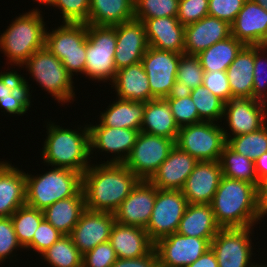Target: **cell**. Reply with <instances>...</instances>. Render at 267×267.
Listing matches in <instances>:
<instances>
[{
	"label": "cell",
	"instance_id": "obj_1",
	"mask_svg": "<svg viewBox=\"0 0 267 267\" xmlns=\"http://www.w3.org/2000/svg\"><path fill=\"white\" fill-rule=\"evenodd\" d=\"M103 162H91L82 174L85 205L92 211L114 212L140 179L123 163Z\"/></svg>",
	"mask_w": 267,
	"mask_h": 267
},
{
	"label": "cell",
	"instance_id": "obj_2",
	"mask_svg": "<svg viewBox=\"0 0 267 267\" xmlns=\"http://www.w3.org/2000/svg\"><path fill=\"white\" fill-rule=\"evenodd\" d=\"M221 229L247 228L262 222L257 202V186L222 176L211 202Z\"/></svg>",
	"mask_w": 267,
	"mask_h": 267
},
{
	"label": "cell",
	"instance_id": "obj_3",
	"mask_svg": "<svg viewBox=\"0 0 267 267\" xmlns=\"http://www.w3.org/2000/svg\"><path fill=\"white\" fill-rule=\"evenodd\" d=\"M46 125L47 136L41 152L42 163H46L47 167L67 168L83 174L91 165L93 157H90L88 124L74 130L70 127L64 129L51 120Z\"/></svg>",
	"mask_w": 267,
	"mask_h": 267
},
{
	"label": "cell",
	"instance_id": "obj_4",
	"mask_svg": "<svg viewBox=\"0 0 267 267\" xmlns=\"http://www.w3.org/2000/svg\"><path fill=\"white\" fill-rule=\"evenodd\" d=\"M32 9L15 17L7 29L0 33V51L11 66L20 68L37 50L45 46L48 28L45 27L43 12L38 8Z\"/></svg>",
	"mask_w": 267,
	"mask_h": 267
},
{
	"label": "cell",
	"instance_id": "obj_5",
	"mask_svg": "<svg viewBox=\"0 0 267 267\" xmlns=\"http://www.w3.org/2000/svg\"><path fill=\"white\" fill-rule=\"evenodd\" d=\"M44 174L26 173V205L44 210L58 200L75 196L82 189V174L52 167Z\"/></svg>",
	"mask_w": 267,
	"mask_h": 267
},
{
	"label": "cell",
	"instance_id": "obj_6",
	"mask_svg": "<svg viewBox=\"0 0 267 267\" xmlns=\"http://www.w3.org/2000/svg\"><path fill=\"white\" fill-rule=\"evenodd\" d=\"M26 68L38 87L48 92L62 105L74 102L75 86L72 75L46 46L37 50L22 66Z\"/></svg>",
	"mask_w": 267,
	"mask_h": 267
},
{
	"label": "cell",
	"instance_id": "obj_7",
	"mask_svg": "<svg viewBox=\"0 0 267 267\" xmlns=\"http://www.w3.org/2000/svg\"><path fill=\"white\" fill-rule=\"evenodd\" d=\"M46 31V48L54 54L74 77L84 74L86 65L87 23L62 22Z\"/></svg>",
	"mask_w": 267,
	"mask_h": 267
},
{
	"label": "cell",
	"instance_id": "obj_8",
	"mask_svg": "<svg viewBox=\"0 0 267 267\" xmlns=\"http://www.w3.org/2000/svg\"><path fill=\"white\" fill-rule=\"evenodd\" d=\"M116 47V25L97 26L87 24L86 78L103 81H113L117 69L114 63Z\"/></svg>",
	"mask_w": 267,
	"mask_h": 267
},
{
	"label": "cell",
	"instance_id": "obj_9",
	"mask_svg": "<svg viewBox=\"0 0 267 267\" xmlns=\"http://www.w3.org/2000/svg\"><path fill=\"white\" fill-rule=\"evenodd\" d=\"M221 124L200 122L179 128L175 145L197 161H219L227 141Z\"/></svg>",
	"mask_w": 267,
	"mask_h": 267
},
{
	"label": "cell",
	"instance_id": "obj_10",
	"mask_svg": "<svg viewBox=\"0 0 267 267\" xmlns=\"http://www.w3.org/2000/svg\"><path fill=\"white\" fill-rule=\"evenodd\" d=\"M175 146L172 139L140 131L124 165L140 180L149 181Z\"/></svg>",
	"mask_w": 267,
	"mask_h": 267
},
{
	"label": "cell",
	"instance_id": "obj_11",
	"mask_svg": "<svg viewBox=\"0 0 267 267\" xmlns=\"http://www.w3.org/2000/svg\"><path fill=\"white\" fill-rule=\"evenodd\" d=\"M254 227L220 229L212 239L210 248L214 252L218 267H252L255 253L252 244ZM251 234V235H250Z\"/></svg>",
	"mask_w": 267,
	"mask_h": 267
},
{
	"label": "cell",
	"instance_id": "obj_12",
	"mask_svg": "<svg viewBox=\"0 0 267 267\" xmlns=\"http://www.w3.org/2000/svg\"><path fill=\"white\" fill-rule=\"evenodd\" d=\"M187 205L181 190H157L154 208L145 228L153 243L177 231Z\"/></svg>",
	"mask_w": 267,
	"mask_h": 267
},
{
	"label": "cell",
	"instance_id": "obj_13",
	"mask_svg": "<svg viewBox=\"0 0 267 267\" xmlns=\"http://www.w3.org/2000/svg\"><path fill=\"white\" fill-rule=\"evenodd\" d=\"M181 54L150 47L141 63L148 76L151 95L154 99H165L177 91V68Z\"/></svg>",
	"mask_w": 267,
	"mask_h": 267
},
{
	"label": "cell",
	"instance_id": "obj_14",
	"mask_svg": "<svg viewBox=\"0 0 267 267\" xmlns=\"http://www.w3.org/2000/svg\"><path fill=\"white\" fill-rule=\"evenodd\" d=\"M212 239L184 236L177 232L154 243L159 267H186L208 249Z\"/></svg>",
	"mask_w": 267,
	"mask_h": 267
},
{
	"label": "cell",
	"instance_id": "obj_15",
	"mask_svg": "<svg viewBox=\"0 0 267 267\" xmlns=\"http://www.w3.org/2000/svg\"><path fill=\"white\" fill-rule=\"evenodd\" d=\"M222 120H226L229 126L226 130L223 128L225 138H232L264 127L267 124V112L262 101L232 98L225 103Z\"/></svg>",
	"mask_w": 267,
	"mask_h": 267
},
{
	"label": "cell",
	"instance_id": "obj_16",
	"mask_svg": "<svg viewBox=\"0 0 267 267\" xmlns=\"http://www.w3.org/2000/svg\"><path fill=\"white\" fill-rule=\"evenodd\" d=\"M90 156L97 152L112 154V158L106 163H124L129 156L137 137L139 130L128 128L105 127L100 123L96 125L88 124ZM114 153V155H113ZM117 154V155H116Z\"/></svg>",
	"mask_w": 267,
	"mask_h": 267
},
{
	"label": "cell",
	"instance_id": "obj_17",
	"mask_svg": "<svg viewBox=\"0 0 267 267\" xmlns=\"http://www.w3.org/2000/svg\"><path fill=\"white\" fill-rule=\"evenodd\" d=\"M157 190L150 181L140 180L113 212L115 222L145 229L154 208Z\"/></svg>",
	"mask_w": 267,
	"mask_h": 267
},
{
	"label": "cell",
	"instance_id": "obj_18",
	"mask_svg": "<svg viewBox=\"0 0 267 267\" xmlns=\"http://www.w3.org/2000/svg\"><path fill=\"white\" fill-rule=\"evenodd\" d=\"M114 223L113 212L85 209L70 236L79 252L84 255L98 244L109 241Z\"/></svg>",
	"mask_w": 267,
	"mask_h": 267
},
{
	"label": "cell",
	"instance_id": "obj_19",
	"mask_svg": "<svg viewBox=\"0 0 267 267\" xmlns=\"http://www.w3.org/2000/svg\"><path fill=\"white\" fill-rule=\"evenodd\" d=\"M149 48L143 22L133 19L116 25V69L141 62Z\"/></svg>",
	"mask_w": 267,
	"mask_h": 267
},
{
	"label": "cell",
	"instance_id": "obj_20",
	"mask_svg": "<svg viewBox=\"0 0 267 267\" xmlns=\"http://www.w3.org/2000/svg\"><path fill=\"white\" fill-rule=\"evenodd\" d=\"M222 176L219 161H198L181 191L189 204H211Z\"/></svg>",
	"mask_w": 267,
	"mask_h": 267
},
{
	"label": "cell",
	"instance_id": "obj_21",
	"mask_svg": "<svg viewBox=\"0 0 267 267\" xmlns=\"http://www.w3.org/2000/svg\"><path fill=\"white\" fill-rule=\"evenodd\" d=\"M229 36H231L230 24L207 15L201 20L185 26L184 54L198 55L201 51Z\"/></svg>",
	"mask_w": 267,
	"mask_h": 267
},
{
	"label": "cell",
	"instance_id": "obj_22",
	"mask_svg": "<svg viewBox=\"0 0 267 267\" xmlns=\"http://www.w3.org/2000/svg\"><path fill=\"white\" fill-rule=\"evenodd\" d=\"M231 26V35L247 46H260L267 40V10L246 0Z\"/></svg>",
	"mask_w": 267,
	"mask_h": 267
},
{
	"label": "cell",
	"instance_id": "obj_23",
	"mask_svg": "<svg viewBox=\"0 0 267 267\" xmlns=\"http://www.w3.org/2000/svg\"><path fill=\"white\" fill-rule=\"evenodd\" d=\"M197 162L175 145L149 181L159 190H181Z\"/></svg>",
	"mask_w": 267,
	"mask_h": 267
},
{
	"label": "cell",
	"instance_id": "obj_24",
	"mask_svg": "<svg viewBox=\"0 0 267 267\" xmlns=\"http://www.w3.org/2000/svg\"><path fill=\"white\" fill-rule=\"evenodd\" d=\"M26 205L25 172L9 161H0V217H11Z\"/></svg>",
	"mask_w": 267,
	"mask_h": 267
},
{
	"label": "cell",
	"instance_id": "obj_25",
	"mask_svg": "<svg viewBox=\"0 0 267 267\" xmlns=\"http://www.w3.org/2000/svg\"><path fill=\"white\" fill-rule=\"evenodd\" d=\"M6 71L0 72V109L4 110L1 112L23 116L31 108L30 85L17 70Z\"/></svg>",
	"mask_w": 267,
	"mask_h": 267
},
{
	"label": "cell",
	"instance_id": "obj_26",
	"mask_svg": "<svg viewBox=\"0 0 267 267\" xmlns=\"http://www.w3.org/2000/svg\"><path fill=\"white\" fill-rule=\"evenodd\" d=\"M143 24L150 47L184 54L185 26L177 17L146 19Z\"/></svg>",
	"mask_w": 267,
	"mask_h": 267
},
{
	"label": "cell",
	"instance_id": "obj_27",
	"mask_svg": "<svg viewBox=\"0 0 267 267\" xmlns=\"http://www.w3.org/2000/svg\"><path fill=\"white\" fill-rule=\"evenodd\" d=\"M109 242L117 257L123 259L142 257L154 248V243L144 228L117 222L112 226Z\"/></svg>",
	"mask_w": 267,
	"mask_h": 267
},
{
	"label": "cell",
	"instance_id": "obj_28",
	"mask_svg": "<svg viewBox=\"0 0 267 267\" xmlns=\"http://www.w3.org/2000/svg\"><path fill=\"white\" fill-rule=\"evenodd\" d=\"M111 83L119 99L137 102L154 100L141 62L118 69Z\"/></svg>",
	"mask_w": 267,
	"mask_h": 267
},
{
	"label": "cell",
	"instance_id": "obj_29",
	"mask_svg": "<svg viewBox=\"0 0 267 267\" xmlns=\"http://www.w3.org/2000/svg\"><path fill=\"white\" fill-rule=\"evenodd\" d=\"M220 229L211 204L188 203L176 232L184 236L213 239Z\"/></svg>",
	"mask_w": 267,
	"mask_h": 267
},
{
	"label": "cell",
	"instance_id": "obj_30",
	"mask_svg": "<svg viewBox=\"0 0 267 267\" xmlns=\"http://www.w3.org/2000/svg\"><path fill=\"white\" fill-rule=\"evenodd\" d=\"M86 209L83 190L75 196L58 200L43 210L44 219L63 235H70Z\"/></svg>",
	"mask_w": 267,
	"mask_h": 267
},
{
	"label": "cell",
	"instance_id": "obj_31",
	"mask_svg": "<svg viewBox=\"0 0 267 267\" xmlns=\"http://www.w3.org/2000/svg\"><path fill=\"white\" fill-rule=\"evenodd\" d=\"M140 131L176 141L179 126L176 124L170 106L165 99L145 102Z\"/></svg>",
	"mask_w": 267,
	"mask_h": 267
},
{
	"label": "cell",
	"instance_id": "obj_32",
	"mask_svg": "<svg viewBox=\"0 0 267 267\" xmlns=\"http://www.w3.org/2000/svg\"><path fill=\"white\" fill-rule=\"evenodd\" d=\"M253 69L254 46L245 45L226 70L232 98H252Z\"/></svg>",
	"mask_w": 267,
	"mask_h": 267
},
{
	"label": "cell",
	"instance_id": "obj_33",
	"mask_svg": "<svg viewBox=\"0 0 267 267\" xmlns=\"http://www.w3.org/2000/svg\"><path fill=\"white\" fill-rule=\"evenodd\" d=\"M99 116V123L105 127L141 130L145 102L116 100L107 106Z\"/></svg>",
	"mask_w": 267,
	"mask_h": 267
},
{
	"label": "cell",
	"instance_id": "obj_34",
	"mask_svg": "<svg viewBox=\"0 0 267 267\" xmlns=\"http://www.w3.org/2000/svg\"><path fill=\"white\" fill-rule=\"evenodd\" d=\"M134 19V0H90L87 24L115 26Z\"/></svg>",
	"mask_w": 267,
	"mask_h": 267
},
{
	"label": "cell",
	"instance_id": "obj_35",
	"mask_svg": "<svg viewBox=\"0 0 267 267\" xmlns=\"http://www.w3.org/2000/svg\"><path fill=\"white\" fill-rule=\"evenodd\" d=\"M244 46L241 41L231 35L201 51L197 56L204 72L226 71Z\"/></svg>",
	"mask_w": 267,
	"mask_h": 267
},
{
	"label": "cell",
	"instance_id": "obj_36",
	"mask_svg": "<svg viewBox=\"0 0 267 267\" xmlns=\"http://www.w3.org/2000/svg\"><path fill=\"white\" fill-rule=\"evenodd\" d=\"M223 176L258 185L254 161L233 151L227 144L219 158Z\"/></svg>",
	"mask_w": 267,
	"mask_h": 267
},
{
	"label": "cell",
	"instance_id": "obj_37",
	"mask_svg": "<svg viewBox=\"0 0 267 267\" xmlns=\"http://www.w3.org/2000/svg\"><path fill=\"white\" fill-rule=\"evenodd\" d=\"M40 256L51 267H82L83 255L74 245L70 235H62Z\"/></svg>",
	"mask_w": 267,
	"mask_h": 267
},
{
	"label": "cell",
	"instance_id": "obj_38",
	"mask_svg": "<svg viewBox=\"0 0 267 267\" xmlns=\"http://www.w3.org/2000/svg\"><path fill=\"white\" fill-rule=\"evenodd\" d=\"M11 220L17 239L25 248L32 241L35 231L44 220V215L42 210L24 205L12 214Z\"/></svg>",
	"mask_w": 267,
	"mask_h": 267
},
{
	"label": "cell",
	"instance_id": "obj_39",
	"mask_svg": "<svg viewBox=\"0 0 267 267\" xmlns=\"http://www.w3.org/2000/svg\"><path fill=\"white\" fill-rule=\"evenodd\" d=\"M195 103L199 118L204 122H222L225 102L200 85L188 92Z\"/></svg>",
	"mask_w": 267,
	"mask_h": 267
},
{
	"label": "cell",
	"instance_id": "obj_40",
	"mask_svg": "<svg viewBox=\"0 0 267 267\" xmlns=\"http://www.w3.org/2000/svg\"><path fill=\"white\" fill-rule=\"evenodd\" d=\"M226 141L233 151L255 161L267 152V124L258 131L226 138Z\"/></svg>",
	"mask_w": 267,
	"mask_h": 267
},
{
	"label": "cell",
	"instance_id": "obj_41",
	"mask_svg": "<svg viewBox=\"0 0 267 267\" xmlns=\"http://www.w3.org/2000/svg\"><path fill=\"white\" fill-rule=\"evenodd\" d=\"M204 70L197 55L181 54L176 82L178 92H189L203 85Z\"/></svg>",
	"mask_w": 267,
	"mask_h": 267
},
{
	"label": "cell",
	"instance_id": "obj_42",
	"mask_svg": "<svg viewBox=\"0 0 267 267\" xmlns=\"http://www.w3.org/2000/svg\"><path fill=\"white\" fill-rule=\"evenodd\" d=\"M179 0H134V19L177 17Z\"/></svg>",
	"mask_w": 267,
	"mask_h": 267
},
{
	"label": "cell",
	"instance_id": "obj_43",
	"mask_svg": "<svg viewBox=\"0 0 267 267\" xmlns=\"http://www.w3.org/2000/svg\"><path fill=\"white\" fill-rule=\"evenodd\" d=\"M165 100L168 102L176 124L180 127L203 122L199 116L195 103L188 92L171 94Z\"/></svg>",
	"mask_w": 267,
	"mask_h": 267
},
{
	"label": "cell",
	"instance_id": "obj_44",
	"mask_svg": "<svg viewBox=\"0 0 267 267\" xmlns=\"http://www.w3.org/2000/svg\"><path fill=\"white\" fill-rule=\"evenodd\" d=\"M265 54L261 46H254L252 98L262 102L267 98V56L265 57Z\"/></svg>",
	"mask_w": 267,
	"mask_h": 267
},
{
	"label": "cell",
	"instance_id": "obj_45",
	"mask_svg": "<svg viewBox=\"0 0 267 267\" xmlns=\"http://www.w3.org/2000/svg\"><path fill=\"white\" fill-rule=\"evenodd\" d=\"M59 9L62 22L86 23L90 10V0H53L50 7Z\"/></svg>",
	"mask_w": 267,
	"mask_h": 267
},
{
	"label": "cell",
	"instance_id": "obj_46",
	"mask_svg": "<svg viewBox=\"0 0 267 267\" xmlns=\"http://www.w3.org/2000/svg\"><path fill=\"white\" fill-rule=\"evenodd\" d=\"M20 248L24 249L17 239L11 217H0V265L6 259L12 261L13 255Z\"/></svg>",
	"mask_w": 267,
	"mask_h": 267
},
{
	"label": "cell",
	"instance_id": "obj_47",
	"mask_svg": "<svg viewBox=\"0 0 267 267\" xmlns=\"http://www.w3.org/2000/svg\"><path fill=\"white\" fill-rule=\"evenodd\" d=\"M63 234L55 229L45 219L39 224V227L34 233L32 241L24 248L33 250L39 256L50 248Z\"/></svg>",
	"mask_w": 267,
	"mask_h": 267
},
{
	"label": "cell",
	"instance_id": "obj_48",
	"mask_svg": "<svg viewBox=\"0 0 267 267\" xmlns=\"http://www.w3.org/2000/svg\"><path fill=\"white\" fill-rule=\"evenodd\" d=\"M118 259L111 243L98 244L82 257V267H111Z\"/></svg>",
	"mask_w": 267,
	"mask_h": 267
},
{
	"label": "cell",
	"instance_id": "obj_49",
	"mask_svg": "<svg viewBox=\"0 0 267 267\" xmlns=\"http://www.w3.org/2000/svg\"><path fill=\"white\" fill-rule=\"evenodd\" d=\"M209 0H179L177 18L183 26L190 25L208 15Z\"/></svg>",
	"mask_w": 267,
	"mask_h": 267
},
{
	"label": "cell",
	"instance_id": "obj_50",
	"mask_svg": "<svg viewBox=\"0 0 267 267\" xmlns=\"http://www.w3.org/2000/svg\"><path fill=\"white\" fill-rule=\"evenodd\" d=\"M246 0H209L208 15L232 24Z\"/></svg>",
	"mask_w": 267,
	"mask_h": 267
},
{
	"label": "cell",
	"instance_id": "obj_51",
	"mask_svg": "<svg viewBox=\"0 0 267 267\" xmlns=\"http://www.w3.org/2000/svg\"><path fill=\"white\" fill-rule=\"evenodd\" d=\"M203 86L225 103L232 99L231 88L226 71L205 72Z\"/></svg>",
	"mask_w": 267,
	"mask_h": 267
},
{
	"label": "cell",
	"instance_id": "obj_52",
	"mask_svg": "<svg viewBox=\"0 0 267 267\" xmlns=\"http://www.w3.org/2000/svg\"><path fill=\"white\" fill-rule=\"evenodd\" d=\"M111 267H159L158 255L153 248L147 255L139 258H118Z\"/></svg>",
	"mask_w": 267,
	"mask_h": 267
},
{
	"label": "cell",
	"instance_id": "obj_53",
	"mask_svg": "<svg viewBox=\"0 0 267 267\" xmlns=\"http://www.w3.org/2000/svg\"><path fill=\"white\" fill-rule=\"evenodd\" d=\"M257 202L260 214L267 217V176L261 178L257 185Z\"/></svg>",
	"mask_w": 267,
	"mask_h": 267
},
{
	"label": "cell",
	"instance_id": "obj_54",
	"mask_svg": "<svg viewBox=\"0 0 267 267\" xmlns=\"http://www.w3.org/2000/svg\"><path fill=\"white\" fill-rule=\"evenodd\" d=\"M186 267H218L216 256L212 249H208L194 263Z\"/></svg>",
	"mask_w": 267,
	"mask_h": 267
},
{
	"label": "cell",
	"instance_id": "obj_55",
	"mask_svg": "<svg viewBox=\"0 0 267 267\" xmlns=\"http://www.w3.org/2000/svg\"><path fill=\"white\" fill-rule=\"evenodd\" d=\"M254 165L255 173L258 180L267 176V152L263 153L260 157H258L254 161Z\"/></svg>",
	"mask_w": 267,
	"mask_h": 267
},
{
	"label": "cell",
	"instance_id": "obj_56",
	"mask_svg": "<svg viewBox=\"0 0 267 267\" xmlns=\"http://www.w3.org/2000/svg\"><path fill=\"white\" fill-rule=\"evenodd\" d=\"M33 1L37 2L39 6L40 5L43 6L44 4H45L44 6H50L53 2V0H33Z\"/></svg>",
	"mask_w": 267,
	"mask_h": 267
},
{
	"label": "cell",
	"instance_id": "obj_57",
	"mask_svg": "<svg viewBox=\"0 0 267 267\" xmlns=\"http://www.w3.org/2000/svg\"><path fill=\"white\" fill-rule=\"evenodd\" d=\"M256 2L258 5L262 6L265 10H267V0H251Z\"/></svg>",
	"mask_w": 267,
	"mask_h": 267
},
{
	"label": "cell",
	"instance_id": "obj_58",
	"mask_svg": "<svg viewBox=\"0 0 267 267\" xmlns=\"http://www.w3.org/2000/svg\"><path fill=\"white\" fill-rule=\"evenodd\" d=\"M264 51L267 53V40H265L261 45H260Z\"/></svg>",
	"mask_w": 267,
	"mask_h": 267
},
{
	"label": "cell",
	"instance_id": "obj_59",
	"mask_svg": "<svg viewBox=\"0 0 267 267\" xmlns=\"http://www.w3.org/2000/svg\"><path fill=\"white\" fill-rule=\"evenodd\" d=\"M262 263H255V267H267V264L265 263H263L262 265H261Z\"/></svg>",
	"mask_w": 267,
	"mask_h": 267
},
{
	"label": "cell",
	"instance_id": "obj_60",
	"mask_svg": "<svg viewBox=\"0 0 267 267\" xmlns=\"http://www.w3.org/2000/svg\"><path fill=\"white\" fill-rule=\"evenodd\" d=\"M263 104H264V108L266 109V112H267V98H266V100L263 102Z\"/></svg>",
	"mask_w": 267,
	"mask_h": 267
}]
</instances>
